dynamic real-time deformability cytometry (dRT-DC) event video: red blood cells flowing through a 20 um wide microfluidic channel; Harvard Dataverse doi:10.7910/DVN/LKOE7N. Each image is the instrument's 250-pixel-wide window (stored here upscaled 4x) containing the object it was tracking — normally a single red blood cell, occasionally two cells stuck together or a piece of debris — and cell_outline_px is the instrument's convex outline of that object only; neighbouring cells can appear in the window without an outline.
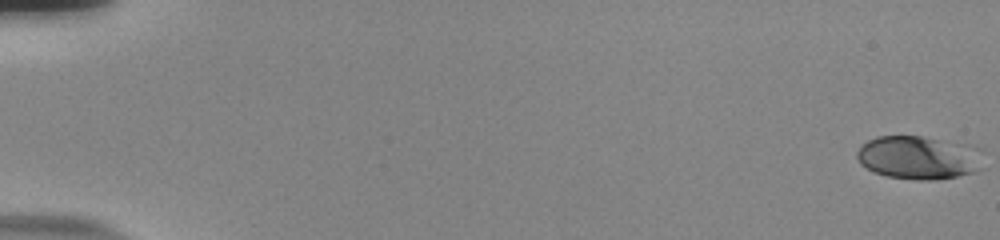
{"species": "human", "species_latin": "Homo sapiens", "temperature_condition": "room temperature", "stored_images_in_passage": 28, "camera_frame_rate_fps": 3000, "um_per_image_px": 0.085, "donor": {"sex": "male"}, "frame": {"image": 1, "passage_image": 1, "time_ms": 0.0, "image_size_px": [1000, 240], "cell_outline_px": [[972, 172], [956, 176], [932, 180], [916, 180], [888, 176], [872, 172], [860, 164], [856, 156], [856, 152], [868, 140], [876, 136], [920, 136], [936, 140], [960, 160]], "centroid_in_image_um": [77.34, 13.45], "position_along_channel_um": 7.7, "area_um2": 26.88}}
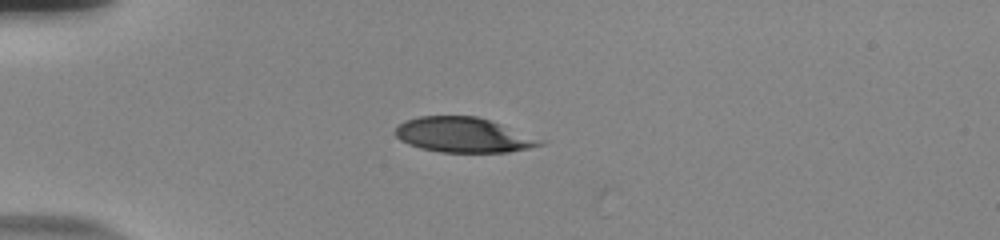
{"frame": {"image": 2, "passage_image": 17, "time_ms": 5.333, "image_size_px": [1000, 240], "cell_outline_px": [[548, 140], [544, 144], [528, 148], [508, 152], [440, 152], [420, 148], [408, 144], [400, 140], [396, 136], [396, 128], [404, 120], [420, 116], [476, 116]], "centroid_in_image_um": [39.42, 11.47], "position_along_channel_um": 45.6, "area_um2": 29.54}}
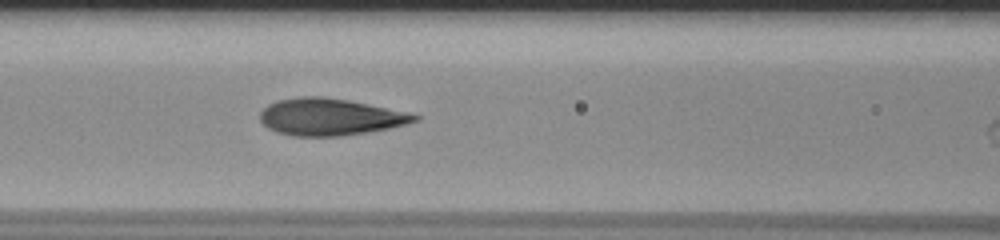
{"frame": {"image": 3, "passage_image": 27, "time_ms": 8.667, "image_size_px": [1000, 240], "cell_outline_px": [[420, 120], [388, 128], [368, 132], [340, 136], [292, 136], [276, 132], [268, 128], [260, 120], [260, 112], [268, 104], [276, 100], [300, 96], [324, 96], [348, 100], [408, 112], [420, 116]], "centroid_in_image_um": [28.02, 9.93], "position_along_channel_um": 138.6, "area_um2": 33.29}}